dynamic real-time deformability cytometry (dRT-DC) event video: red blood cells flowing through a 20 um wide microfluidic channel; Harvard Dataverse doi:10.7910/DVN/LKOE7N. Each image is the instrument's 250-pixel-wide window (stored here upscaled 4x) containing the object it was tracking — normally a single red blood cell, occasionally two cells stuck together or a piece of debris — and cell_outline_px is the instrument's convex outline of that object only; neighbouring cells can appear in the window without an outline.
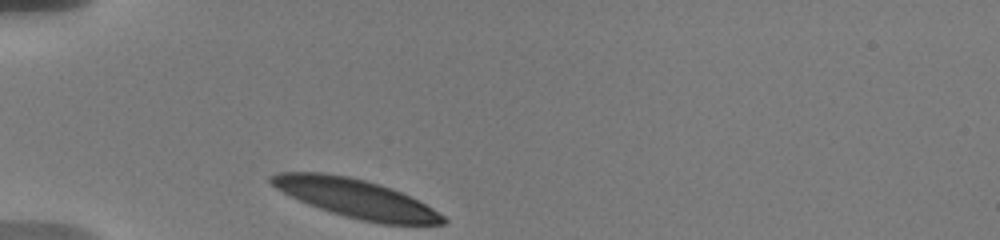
{"species": "human", "species_latin": "Homo sapiens", "temperature_condition": "warm", "stored_images_in_passage": 34, "camera_frame_rate_fps": 3000, "um_per_image_px": 0.085, "donor": {"sex": "male"}, "frame": {"image": 1, "passage_image": 1, "time_ms": 0.0, "image_size_px": [1000, 240], "cell_outline_px": [[448, 220], [444, 224], [380, 224], [360, 220], [344, 216], [308, 204], [276, 188], [268, 180], [268, 176], [276, 172], [324, 172], [348, 176], [380, 184], [400, 192], [432, 208], [444, 216]], "centroid_in_image_um": [30.21, 16.86], "position_along_channel_um": 54.8, "area_um2": 38.26}}
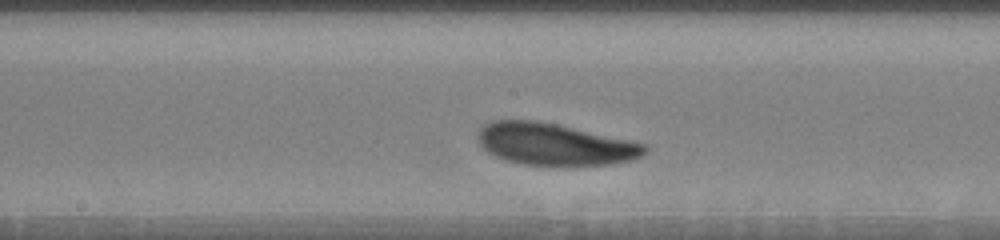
{"frame": {"image": 2, "passage_image": 18, "time_ms": 4.667, "image_size_px": [1000, 240], "cell_outline_px": [[648, 148], [640, 156], [632, 160], [608, 164], [520, 164], [496, 156], [488, 152], [480, 144], [480, 128], [484, 124], [492, 120], [536, 120], [556, 124], [648, 144]], "centroid_in_image_um": [47.15, 12.24], "position_along_channel_um": 201.1, "area_um2": 39.94}}
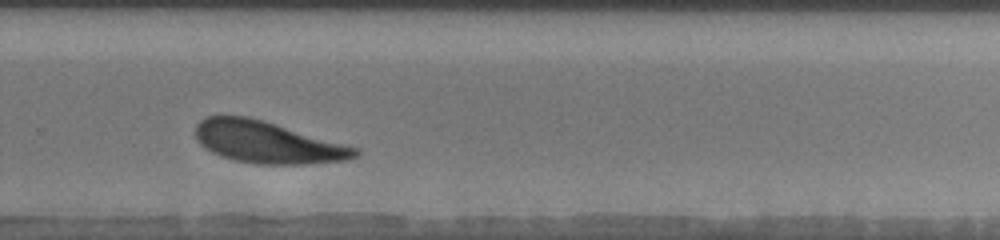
{"frame": {"image": 3, "passage_image": 32, "time_ms": 7.667, "image_size_px": [1000, 240], "cell_outline_px": [[360, 152], [356, 156], [348, 160], [308, 164], [256, 164], [232, 160], [212, 152], [204, 148], [196, 140], [196, 124], [200, 120], [208, 116], [248, 116], [264, 120], [360, 148]], "centroid_in_image_um": [22.75, 12.1], "position_along_channel_um": 307.1, "area_um2": 39.19}}